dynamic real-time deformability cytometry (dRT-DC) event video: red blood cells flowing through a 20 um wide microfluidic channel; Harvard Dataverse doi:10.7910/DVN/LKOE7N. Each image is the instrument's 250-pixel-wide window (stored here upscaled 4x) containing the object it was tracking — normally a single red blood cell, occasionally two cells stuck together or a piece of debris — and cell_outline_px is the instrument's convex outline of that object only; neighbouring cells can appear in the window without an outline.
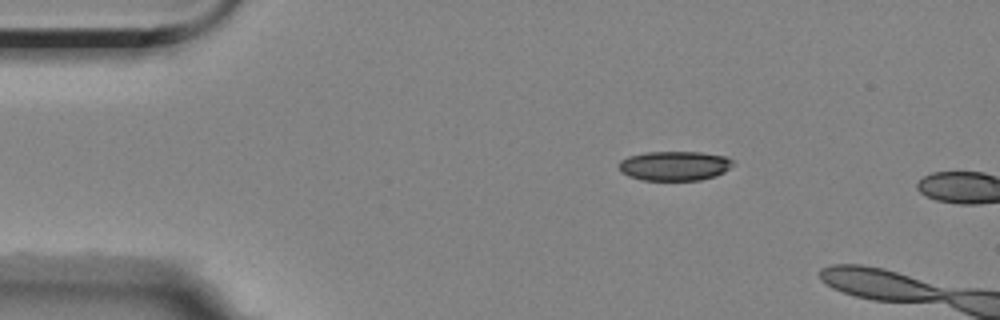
{"species": "Egyptian fruit bat (a non-hibernating species)", "species_latin": "Rousettus aegyptiacus", "temperature_condition": "room temperature", "stored_images_in_passage": 3, "camera_frame_rate_fps": 3000, "um_per_image_px": 0.085, "animal": {"sex": "female"}, "frame": {"image": 1, "passage_image": 1, "time_ms": 0.0, "image_size_px": [1000, 320], "cell_outline_px": [[736, 164], [724, 172], [716, 176], [700, 180], [640, 180], [628, 176], [620, 172], [620, 160], [628, 156], [644, 152], [700, 152], [724, 156], [732, 160]], "centroid_in_image_um": [57.34, 14.1], "position_along_channel_um": 27.7, "area_um2": 19.77}}